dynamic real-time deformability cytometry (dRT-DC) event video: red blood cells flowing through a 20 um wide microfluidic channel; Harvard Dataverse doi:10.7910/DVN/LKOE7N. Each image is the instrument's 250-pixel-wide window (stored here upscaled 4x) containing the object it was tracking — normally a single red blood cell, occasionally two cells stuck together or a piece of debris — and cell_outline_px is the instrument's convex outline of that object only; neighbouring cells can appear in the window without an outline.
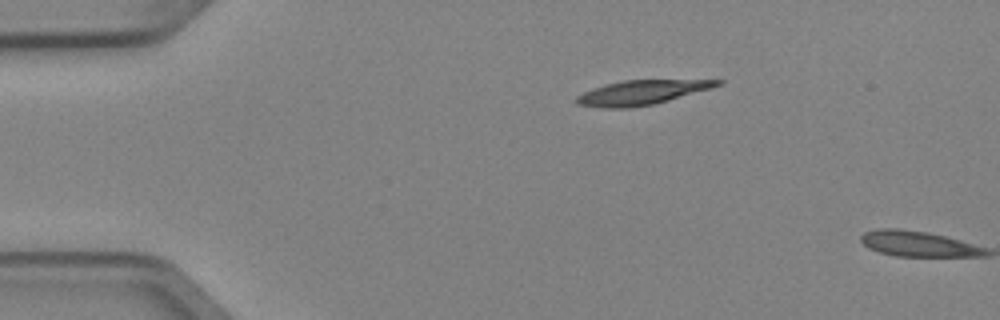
{"species": "Egyptian fruit bat (a non-hibernating species)", "species_latin": "Rousettus aegyptiacus", "temperature_condition": "cold", "stored_images_in_passage": 2, "camera_frame_rate_fps": 3000, "um_per_image_px": 0.085, "animal": {"sex": "female"}, "frame": {"image": 1, "passage_image": 1, "time_ms": 0.0, "image_size_px": [1000, 320], "cell_outline_px": [[724, 84], [712, 88], [668, 100], [652, 104], [628, 108], [600, 108], [576, 104], [572, 100], [576, 96], [592, 88], [604, 84], [624, 80], [724, 80]], "centroid_in_image_um": [54.48, 7.86], "position_along_channel_um": 30.5, "area_um2": 20.11}}